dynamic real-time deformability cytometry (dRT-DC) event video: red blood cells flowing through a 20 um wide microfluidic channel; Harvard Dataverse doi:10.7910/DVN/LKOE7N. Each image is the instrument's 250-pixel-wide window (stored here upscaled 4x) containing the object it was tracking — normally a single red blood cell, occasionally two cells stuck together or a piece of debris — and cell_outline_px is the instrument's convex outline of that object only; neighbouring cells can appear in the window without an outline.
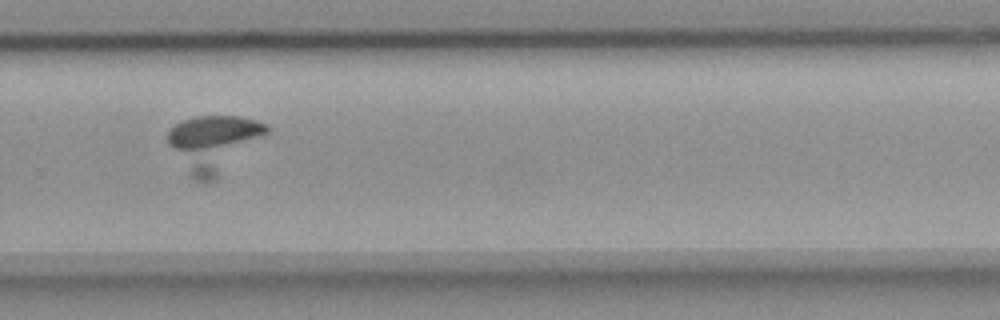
{"species": "common noctule bat (a hibernating species)", "species_latin": "Nyctalus noctula", "temperature_condition": "room temperature", "stored_images_in_passage": 60, "camera_frame_rate_fps": 3000, "um_per_image_px": 0.085, "animal": {"sex": "female", "body_mass_g": 18.4}, "frame": {"image": 1, "passage_image": 41, "time_ms": 13.333, "image_size_px": [1000, 320], "cell_outline_px": [[268, 132], [264, 136], [216, 180], [208, 184], [196, 180], [188, 172], [168, 144], [168, 128], [184, 120], [196, 116], [240, 116], [256, 120], [268, 124]], "centroid_in_image_um": [18.16, 12.18], "position_along_channel_um": 311.6, "area_um2": 32.31}}